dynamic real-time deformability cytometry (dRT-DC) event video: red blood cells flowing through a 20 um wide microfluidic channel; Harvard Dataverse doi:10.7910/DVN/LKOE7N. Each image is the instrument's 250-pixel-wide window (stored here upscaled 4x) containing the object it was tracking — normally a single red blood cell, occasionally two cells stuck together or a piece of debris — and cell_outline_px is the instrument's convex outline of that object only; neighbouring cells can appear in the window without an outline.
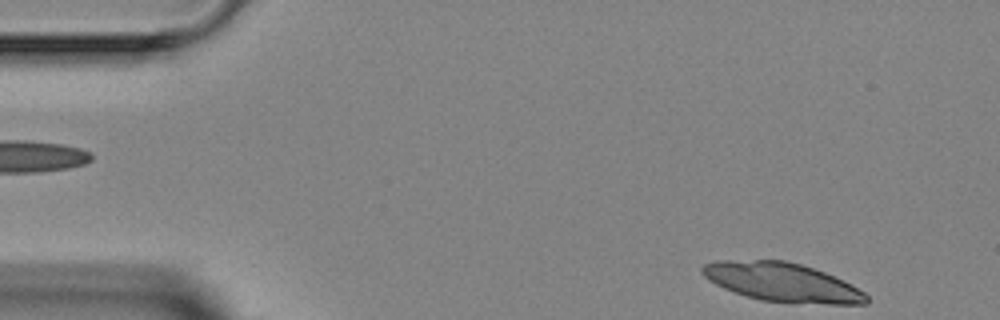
{"species": "Egyptian fruit bat (a non-hibernating species)", "species_latin": "Rousettus aegyptiacus", "temperature_condition": "room temperature", "stored_images_in_passage": 2, "segment_of_instrument_passage": [2, 2], "camera_frame_rate_fps": 3000, "um_per_image_px": 0.085, "animal": {"sex": "female"}, "frame": {"image": 1, "passage_image": 2, "time_ms": 2.0, "image_size_px": [1000, 320], "cell_outline_px": [[868, 304], [828, 304], [760, 300], [724, 288], [708, 280], [700, 272], [700, 268], [704, 264], [716, 260], [784, 260], [800, 264], [824, 272], [844, 280], [852, 284], [864, 292], [868, 296]], "centroid_in_image_um": [66.48, 23.98], "position_along_channel_um": 18.5, "area_um2": 36.93}}